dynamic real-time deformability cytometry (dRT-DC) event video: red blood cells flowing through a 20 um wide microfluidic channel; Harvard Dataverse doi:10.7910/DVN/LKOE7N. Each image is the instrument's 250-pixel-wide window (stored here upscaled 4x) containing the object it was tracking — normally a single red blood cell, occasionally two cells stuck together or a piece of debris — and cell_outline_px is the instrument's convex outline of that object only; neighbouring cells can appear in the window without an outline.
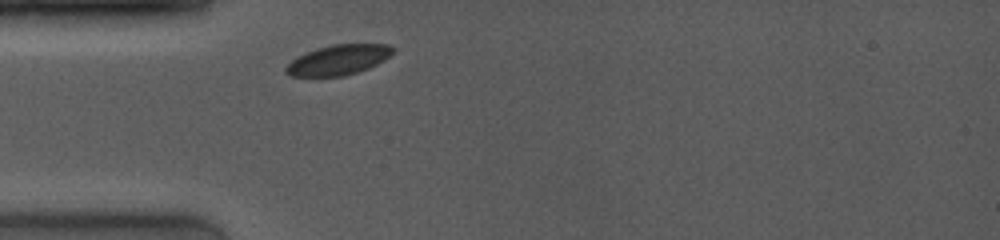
{"species": "common noctule bat (a hibernating species)", "species_latin": "Nyctalus noctula", "temperature_condition": "room temperature", "stored_images_in_passage": 1, "camera_frame_rate_fps": 4000, "um_per_image_px": 0.085, "animal": {"sex": "female", "body_mass_g": 19.0, "forearm_length_mm": 53.3}, "frame": {"image": 1, "passage_image": 1, "time_ms": 0.0, "image_size_px": [1000, 240], "cell_outline_px": [[396, 48], [384, 60], [368, 68], [344, 76], [288, 76], [284, 72], [284, 68], [292, 60], [316, 48], [332, 44], [388, 44]], "centroid_in_image_um": [28.75, 5.09], "position_along_channel_um": 56.3, "area_um2": 18.61}}